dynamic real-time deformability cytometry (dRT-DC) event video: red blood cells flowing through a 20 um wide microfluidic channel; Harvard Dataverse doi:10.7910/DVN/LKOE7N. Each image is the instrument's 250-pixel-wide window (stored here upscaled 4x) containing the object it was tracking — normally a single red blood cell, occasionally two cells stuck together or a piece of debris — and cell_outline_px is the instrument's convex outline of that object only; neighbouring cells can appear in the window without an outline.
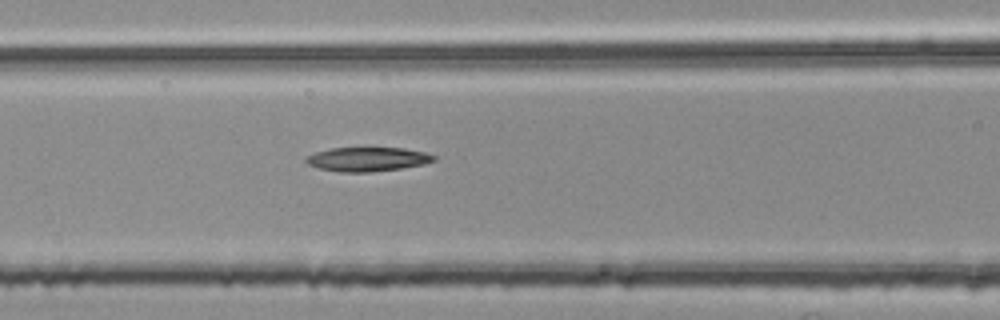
{"species": "common noctule bat (a hibernating species)", "species_latin": "Nyctalus noctula", "temperature_condition": "room temperature", "stored_images_in_passage": 55, "segment_of_instrument_passage": [2, 2], "camera_frame_rate_fps": 3000, "um_per_image_px": 0.085, "animal": {"sex": "female", "body_mass_g": 25.1}, "frame": {"image": 1, "passage_image": 23, "time_ms": 7.333, "image_size_px": [1000, 320], "cell_outline_px": [[436, 160], [424, 164], [400, 168], [368, 172], [340, 172], [320, 168], [308, 164], [304, 160], [304, 156], [316, 152], [332, 148], [404, 148], [424, 152], [436, 156]], "centroid_in_image_um": [31.22, 13.53], "position_along_channel_um": 135.4, "area_um2": 17.86}}
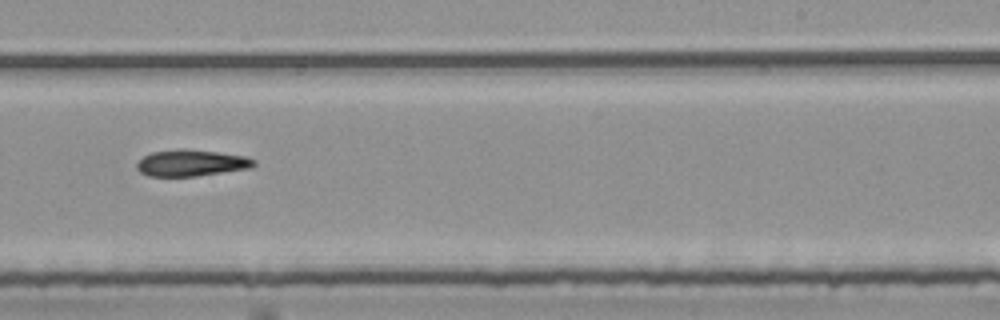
{"frame": {"image": 2, "passage_image": 34, "time_ms": 11.0, "image_size_px": [1000, 320], "cell_outline_px": [[256, 164], [248, 168], [196, 176], [148, 176], [140, 172], [136, 168], [136, 164], [144, 156], [152, 152], [180, 148], [184, 148], [216, 152], [244, 156], [256, 160]], "centroid_in_image_um": [16.22, 13.84], "position_along_channel_um": 272.8, "area_um2": 17.92}}
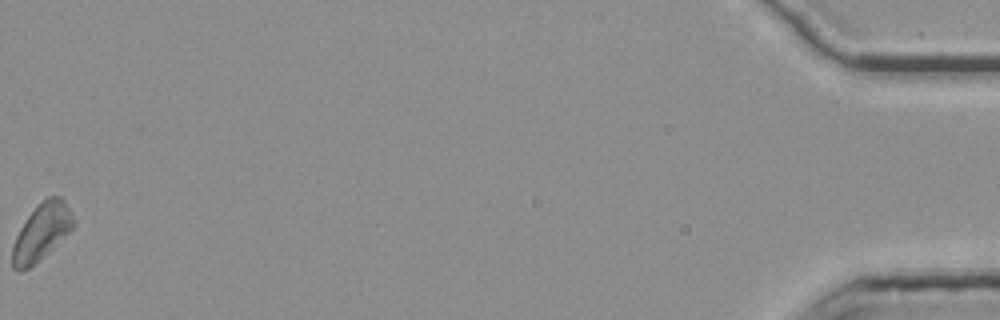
{"frame": {"image": 3, "passage_image": 55, "time_ms": 18.0, "image_size_px": [1000, 320], "cell_outline_px": [[72, 228], [52, 248], [28, 268], [20, 272], [16, 272], [12, 268], [12, 244], [20, 228], [28, 216], [48, 196], [60, 196], [64, 200], [72, 216]], "centroid_in_image_um": [3.47, 19.75], "position_along_channel_um": 431.7, "area_um2": 19.42}}